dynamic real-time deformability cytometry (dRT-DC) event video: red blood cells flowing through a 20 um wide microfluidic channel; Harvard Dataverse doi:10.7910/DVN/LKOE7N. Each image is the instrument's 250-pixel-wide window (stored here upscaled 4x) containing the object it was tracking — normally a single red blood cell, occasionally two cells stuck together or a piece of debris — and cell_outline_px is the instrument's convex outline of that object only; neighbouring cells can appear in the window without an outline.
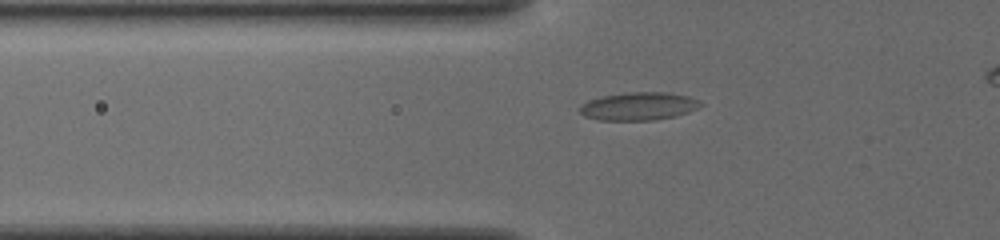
{"species": "common noctule bat (a hibernating species)", "species_latin": "Nyctalus noctula", "temperature_condition": "cold", "stored_images_in_passage": 29, "camera_frame_rate_fps": 3000, "um_per_image_px": 0.085, "animal": {"sex": "female", "body_mass_g": 19.5, "forearm_length_mm": 54.1}, "frame": {"image": 1, "passage_image": 2, "time_ms": 0.333, "image_size_px": [1000, 240], "cell_outline_px": [[704, 104], [688, 112], [676, 116], [652, 120], [600, 120], [584, 116], [580, 112], [580, 104], [588, 100], [600, 96], [628, 92], [668, 92], [688, 96], [700, 100]], "centroid_in_image_um": [54.28, 9.02], "position_along_channel_um": 71.5, "area_um2": 19.83}}
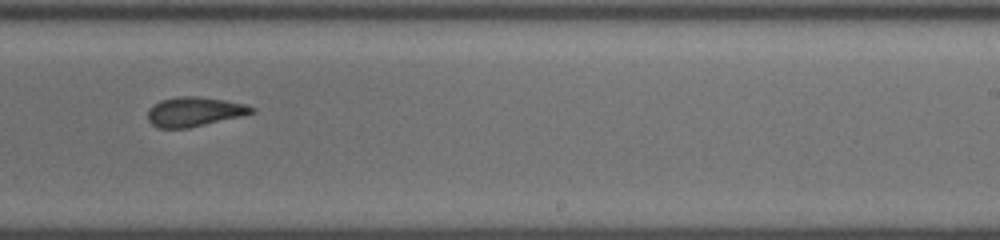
{"frame": {"image": 2, "passage_image": 16, "time_ms": 5.0, "image_size_px": [1000, 240], "cell_outline_px": [[256, 112], [240, 116], [188, 128], [156, 128], [148, 120], [148, 108], [160, 100], [180, 96], [192, 96], [224, 100], [244, 104], [256, 108]], "centroid_in_image_um": [16.49, 9.5], "position_along_channel_um": 272.5, "area_um2": 17.69}}
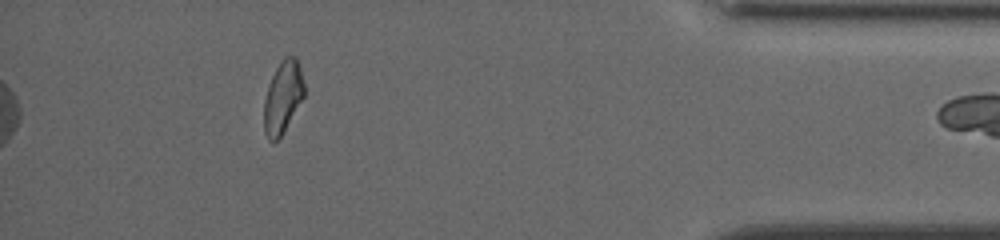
{"frame": {"image": 3, "passage_image": 29, "time_ms": 9.333, "image_size_px": [1000, 240], "cell_outline_px": [[304, 96], [280, 136], [272, 144], [268, 140], [264, 132], [264, 100], [272, 76], [280, 60], [284, 56], [296, 56], [300, 68], [304, 84]], "centroid_in_image_um": [24.03, 8.24], "position_along_channel_um": 411.2, "area_um2": 16.7}, "authors_computed_cell_mechanics": {"area_um2": 18.0336, "velocity_mm_per_s": 3.8276, "shape_relaxation_time_tau1_ms": 4.1896, "shape_relaxation_time_tau2_ms": 0.9593, "deformation_change_tau1": 0.1438, "deformation_change_tau2": 0.0652}}